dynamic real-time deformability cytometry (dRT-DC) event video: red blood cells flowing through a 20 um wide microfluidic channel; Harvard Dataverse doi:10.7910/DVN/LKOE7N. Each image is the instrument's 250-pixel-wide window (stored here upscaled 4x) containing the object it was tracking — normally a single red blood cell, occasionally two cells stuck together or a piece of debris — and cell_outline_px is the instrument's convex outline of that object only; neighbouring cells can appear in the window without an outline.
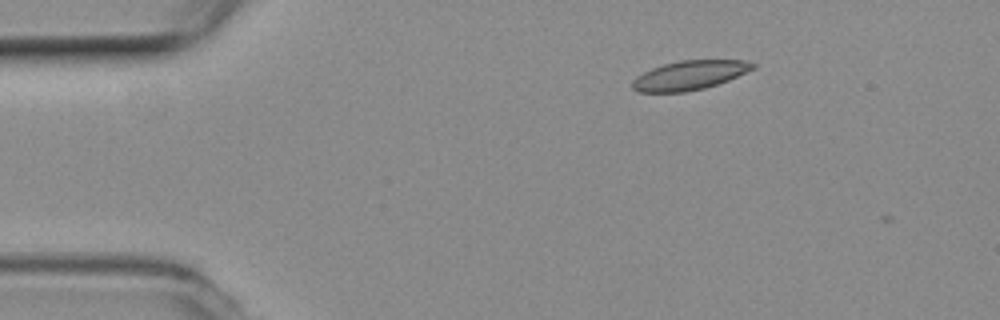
{"species": "common noctule bat (a hibernating species)", "species_latin": "Nyctalus noctula", "temperature_condition": "room temperature", "stored_images_in_passage": 3, "camera_frame_rate_fps": 3000, "um_per_image_px": 0.085, "animal": {"sex": "female", "body_mass_g": 19.3, "forearm_length_mm": 54.1}, "frame": {"image": 1, "passage_image": 2, "time_ms": 0.333, "image_size_px": [1000, 320], "cell_outline_px": [[756, 68], [728, 80], [704, 88], [684, 92], [640, 92], [632, 88], [632, 80], [636, 76], [652, 68], [664, 64], [680, 60], [744, 60], [756, 64]], "centroid_in_image_um": [58.61, 6.39], "position_along_channel_um": 26.4, "area_um2": 20.4}}